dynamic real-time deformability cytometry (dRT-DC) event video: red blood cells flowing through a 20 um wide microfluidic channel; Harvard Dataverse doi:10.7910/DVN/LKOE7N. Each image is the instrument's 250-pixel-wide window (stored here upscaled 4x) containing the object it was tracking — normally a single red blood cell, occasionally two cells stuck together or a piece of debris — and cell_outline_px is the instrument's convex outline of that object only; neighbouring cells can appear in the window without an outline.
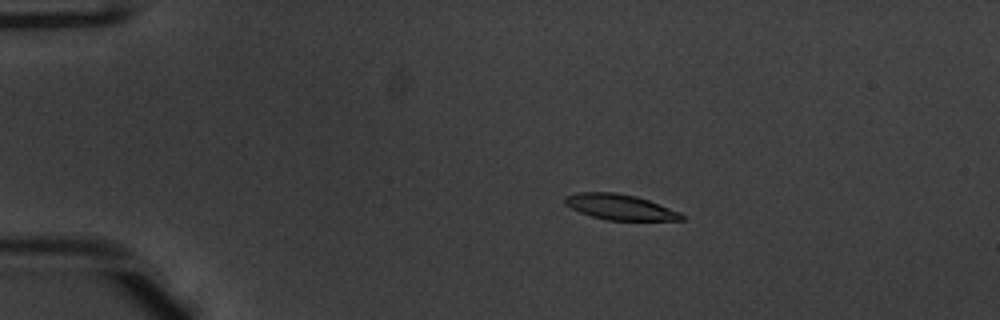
{"species": "common noctule bat (a hibernating species)", "species_latin": "Nyctalus noctula", "temperature_condition": "warm", "stored_images_in_passage": 50, "camera_frame_rate_fps": 3000, "um_per_image_px": 0.085, "animal": {"sex": "male", "body_mass_g": 20.1, "forearm_length_mm": 53.5}, "frame": {"image": 1, "passage_image": 8, "time_ms": 2.333, "image_size_px": [1000, 320], "cell_outline_px": [[684, 220], [608, 220], [592, 216], [580, 212], [564, 204], [564, 196], [576, 192], [612, 192], [636, 196], [648, 200], [680, 212], [684, 216]], "centroid_in_image_um": [52.67, 17.59], "position_along_channel_um": 32.3, "area_um2": 17.22}}
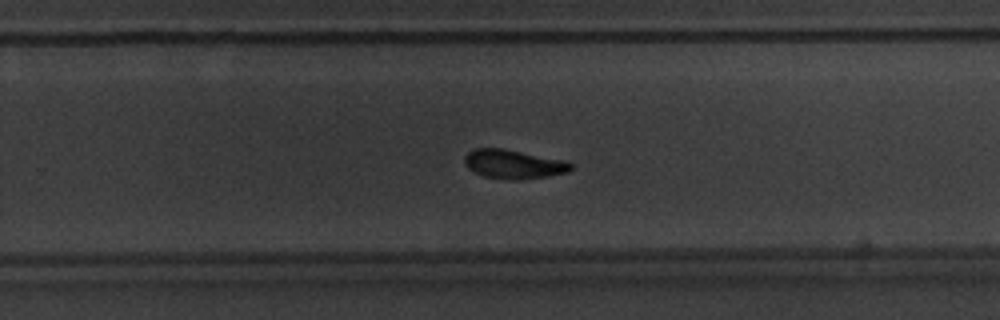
{"frame": {"image": 2, "passage_image": 32, "time_ms": 10.333, "image_size_px": [1000, 320], "cell_outline_px": [[572, 168], [568, 172], [548, 176], [520, 180], [512, 180], [484, 176], [472, 172], [464, 164], [464, 156], [468, 152], [476, 148], [504, 148], [568, 160], [572, 164]], "centroid_in_image_um": [43.66, 13.95], "position_along_channel_um": 286.1, "area_um2": 18.32}}
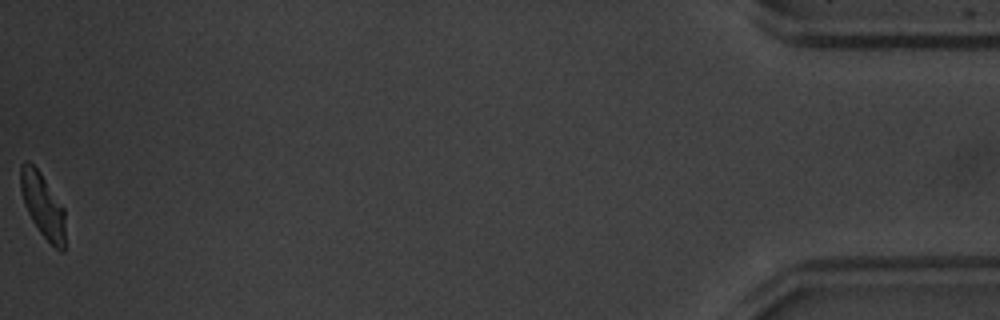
{"frame": {"image": 3, "passage_image": 50, "time_ms": 16.333, "image_size_px": [1000, 320], "cell_outline_px": [[64, 252], [60, 252], [40, 232], [32, 220], [24, 204], [20, 188], [20, 164], [24, 160], [28, 160], [40, 172], [64, 208]], "centroid_in_image_um": [3.61, 17.42], "position_along_channel_um": 431.6, "area_um2": 16.59}, "authors_computed_cell_mechanics": {"area_um2": 18.1492, "velocity_mm_per_s": 3.911, "shape_relaxation_time_tau1_ms": 2.9998, "shape_relaxation_time_tau2_ms": 5.7111, "deformation_change_tau1": 0.1375, "deformation_change_tau2": 0.1293}}